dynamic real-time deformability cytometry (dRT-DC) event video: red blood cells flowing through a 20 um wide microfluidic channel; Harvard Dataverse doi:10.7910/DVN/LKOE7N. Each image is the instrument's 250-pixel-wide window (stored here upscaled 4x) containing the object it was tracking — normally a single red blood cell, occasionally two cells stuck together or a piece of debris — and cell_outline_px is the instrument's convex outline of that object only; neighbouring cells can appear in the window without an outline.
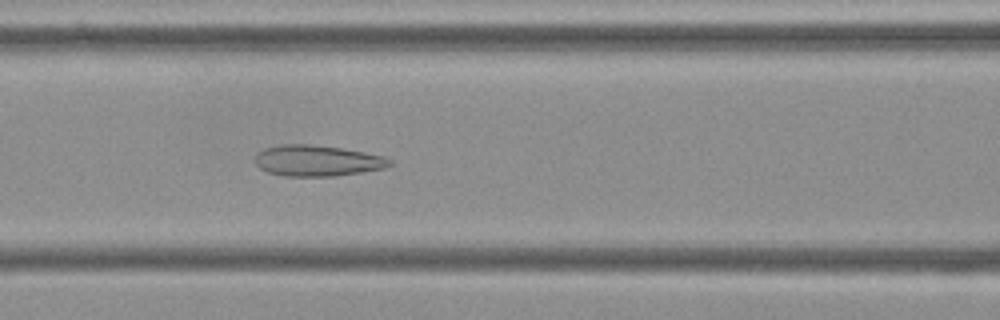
{"species": "Egyptian fruit bat (a non-hibernating species)", "species_latin": "Rousettus aegyptiacus", "temperature_condition": "cold", "stored_images_in_passage": 46, "camera_frame_rate_fps": 3000, "um_per_image_px": 0.085, "frame": {"image": 1, "passage_image": 14, "time_ms": 4.333, "image_size_px": [1000, 320], "cell_outline_px": [[392, 164], [384, 168], [336, 176], [284, 176], [268, 172], [260, 168], [256, 164], [256, 152], [264, 148], [280, 144], [312, 144], [340, 148], [364, 152], [384, 156], [392, 160]], "centroid_in_image_um": [26.95, 13.65], "position_along_channel_um": 139.7, "area_um2": 24.33}}
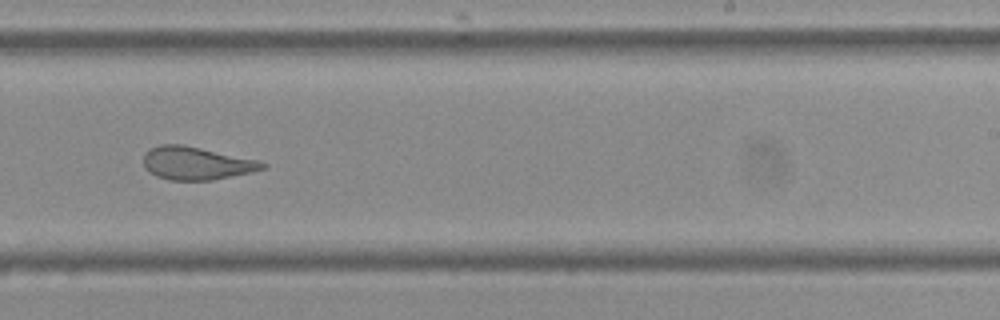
{"frame": {"image": 2, "passage_image": 25, "time_ms": 8.0, "image_size_px": [1000, 320], "cell_outline_px": [[268, 168], [252, 172], [212, 180], [168, 180], [156, 176], [148, 172], [144, 168], [144, 156], [152, 148], [160, 144], [180, 144], [200, 148], [256, 160], [268, 164]], "centroid_in_image_um": [16.69, 13.89], "position_along_channel_um": 272.3, "area_um2": 22.66}}
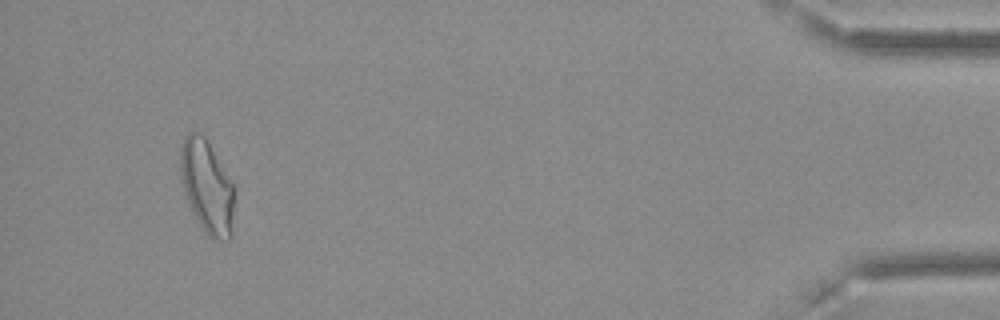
{"frame": {"image": 3, "passage_image": 43, "time_ms": 14.0, "image_size_px": [1000, 320], "cell_outline_px": [[236, 192], [232, 236], [228, 240], [212, 240], [208, 236], [196, 220], [184, 192], [180, 180], [180, 148], [184, 136], [188, 132], [200, 132], [204, 136], [236, 188]], "centroid_in_image_um": [17.61, 15.9], "position_along_channel_um": 417.6, "area_um2": 29.94}, "authors_computed_cell_mechanics": {"area_um2": 25.7788, "velocity_mm_per_s": 3.622, "shape_relaxation_time_tau1_ms": null, "shape_relaxation_time_tau2_ms": 1.6659, "deformation_change_tau1": null, "deformation_change_tau2": 0.1019}}